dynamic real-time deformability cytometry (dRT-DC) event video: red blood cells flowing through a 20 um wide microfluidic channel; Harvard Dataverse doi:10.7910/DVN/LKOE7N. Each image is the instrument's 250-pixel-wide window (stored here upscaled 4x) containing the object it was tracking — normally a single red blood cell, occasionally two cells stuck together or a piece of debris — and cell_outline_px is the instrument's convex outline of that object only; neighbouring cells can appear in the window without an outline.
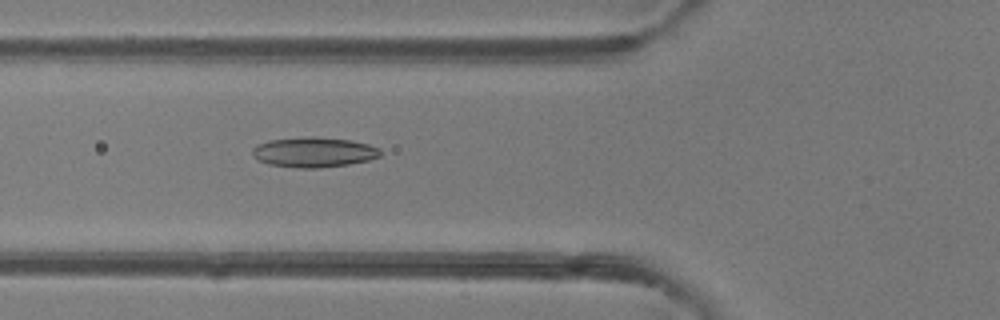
{"species": "common noctule bat (a hibernating species)", "species_latin": "Nyctalus noctula", "temperature_condition": "room temperature", "stored_images_in_passage": 27, "camera_frame_rate_fps": 3000, "um_per_image_px": 0.085, "animal": {"sex": "female"}, "frame": {"image": 1, "passage_image": 18, "time_ms": 5.667, "image_size_px": [1000, 320], "cell_outline_px": [[380, 156], [368, 160], [348, 164], [320, 168], [296, 168], [268, 164], [252, 156], [252, 148], [256, 144], [268, 140], [312, 136], [352, 140], [368, 144], [380, 148]], "centroid_in_image_um": [26.65, 12.93], "position_along_channel_um": 99.2, "area_um2": 22.54}}
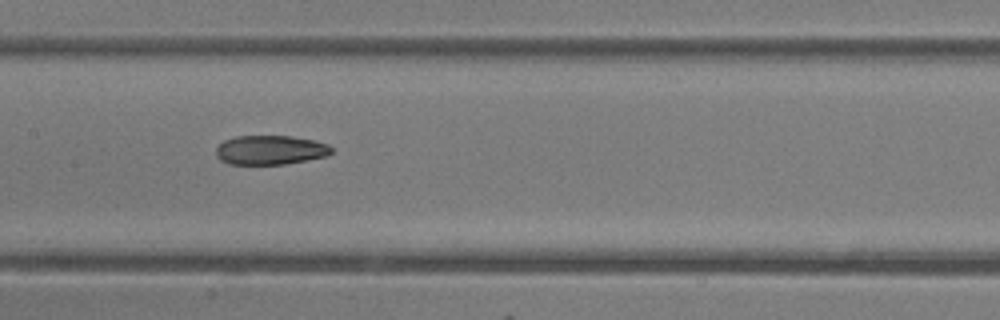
{"frame": {"image": 2, "passage_image": 24, "time_ms": 7.667, "image_size_px": [1000, 320], "cell_outline_px": [[332, 152], [328, 156], [284, 164], [228, 164], [220, 160], [216, 156], [216, 148], [224, 140], [236, 136], [292, 136], [316, 140], [328, 144], [332, 148]], "centroid_in_image_um": [22.99, 12.75], "position_along_channel_um": 184.4, "area_um2": 19.83}}
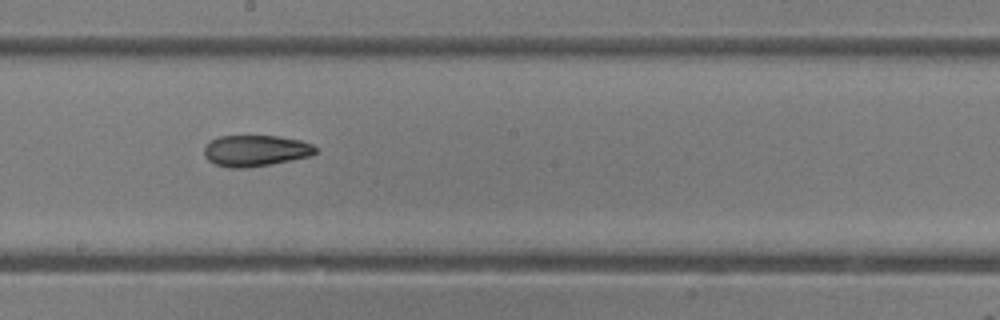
{"frame": {"image": 3, "passage_image": 27, "time_ms": 8.667, "image_size_px": [1000, 320], "cell_outline_px": [[316, 152], [312, 156], [268, 164], [244, 168], [228, 168], [216, 164], [208, 160], [204, 156], [204, 148], [208, 140], [220, 136], [276, 136], [300, 140], [312, 144], [316, 148]], "centroid_in_image_um": [21.69, 12.8], "position_along_channel_um": 226.5, "area_um2": 20.23}}